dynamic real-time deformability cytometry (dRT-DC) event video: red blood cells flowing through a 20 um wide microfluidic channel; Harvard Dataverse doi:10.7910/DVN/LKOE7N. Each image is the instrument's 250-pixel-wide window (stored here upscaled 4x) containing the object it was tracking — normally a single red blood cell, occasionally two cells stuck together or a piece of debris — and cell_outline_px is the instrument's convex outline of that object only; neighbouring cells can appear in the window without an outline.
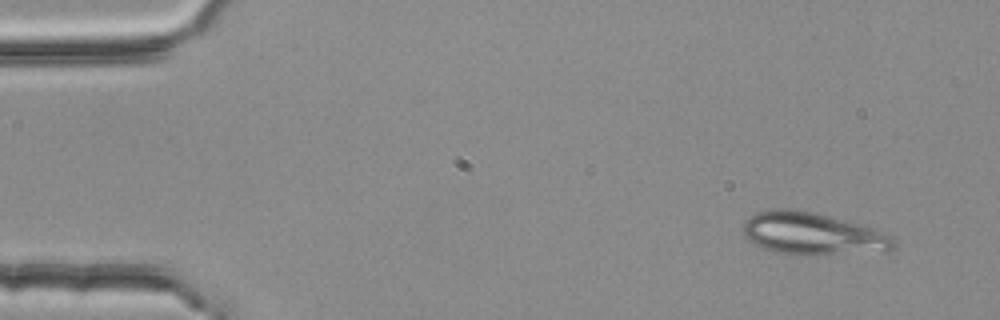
{"species": "common noctule bat (a hibernating species)", "species_latin": "Nyctalus noctula", "temperature_condition": "room temperature", "stored_images_in_passage": 3, "camera_frame_rate_fps": 3000, "um_per_image_px": 0.085, "animal": {"sex": "female", "body_mass_g": 25.1}, "frame": {"image": 1, "passage_image": 1, "time_ms": 0.0, "image_size_px": [1000, 320], "cell_outline_px": [[896, 248], [892, 252], [808, 256], [800, 256], [776, 252], [764, 248], [748, 240], [744, 236], [744, 220], [756, 212], [784, 208], [788, 208], [812, 212], [864, 224], [888, 232], [896, 240]], "centroid_in_image_um": [69.2, 19.9], "position_along_channel_um": 15.8, "area_um2": 38.26}}